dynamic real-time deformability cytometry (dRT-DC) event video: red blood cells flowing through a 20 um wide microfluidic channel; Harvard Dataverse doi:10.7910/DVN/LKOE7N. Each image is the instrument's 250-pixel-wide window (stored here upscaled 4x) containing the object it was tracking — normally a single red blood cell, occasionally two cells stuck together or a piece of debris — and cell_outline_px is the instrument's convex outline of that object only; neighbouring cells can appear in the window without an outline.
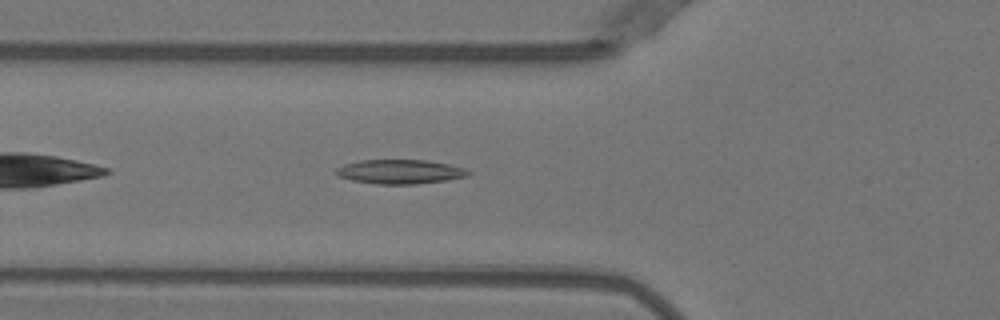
{"species": "Egyptian fruit bat (a non-hibernating species)", "species_latin": "Rousettus aegyptiacus", "temperature_condition": "warm", "stored_images_in_passage": 39, "camera_frame_rate_fps": 3000, "um_per_image_px": 0.085, "animal": {"sex": "female"}, "frame": {"image": 1, "passage_image": 6, "time_ms": 1.667, "image_size_px": [1000, 320], "cell_outline_px": [[472, 172], [468, 176], [448, 180], [416, 184], [376, 184], [352, 180], [340, 176], [336, 172], [336, 168], [344, 164], [360, 160], [424, 160], [448, 164], [464, 168]], "centroid_in_image_um": [34.03, 14.59], "position_along_channel_um": 91.8, "area_um2": 18.61}}
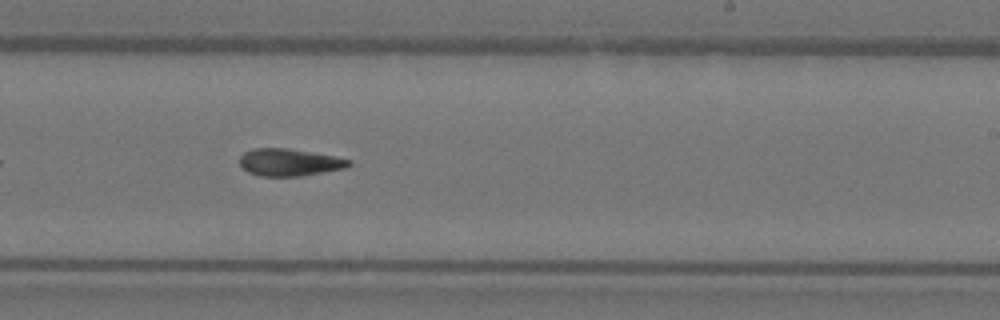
{"frame": {"image": 2, "passage_image": 19, "time_ms": 6.0, "image_size_px": [1000, 320], "cell_outline_px": [[352, 164], [344, 168], [300, 176], [260, 176], [248, 172], [240, 164], [240, 156], [244, 152], [252, 148], [288, 148], [332, 156], [352, 160]], "centroid_in_image_um": [24.57, 13.79], "position_along_channel_um": 264.4, "area_um2": 17.17}}
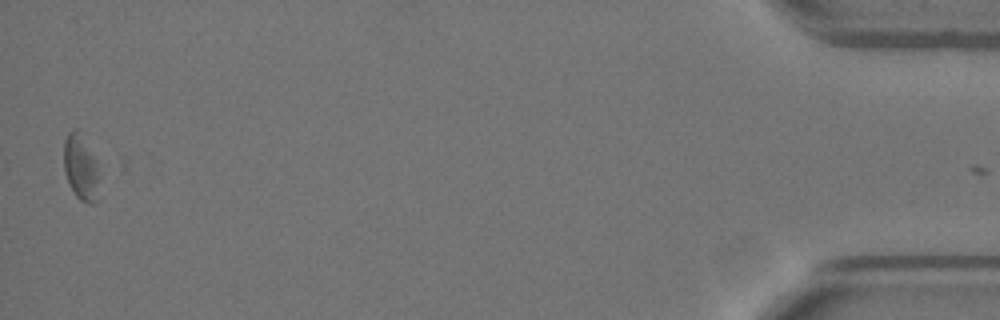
{"frame": {"image": 3, "passage_image": 38, "time_ms": 12.333, "image_size_px": [1000, 320], "cell_outline_px": [[100, 176], [96, 200], [92, 204], [88, 204], [80, 200], [76, 196], [68, 184], [64, 172], [64, 140], [68, 132], [72, 128], [80, 128], [92, 156]], "centroid_in_image_um": [6.84, 14.21], "position_along_channel_um": 428.4, "area_um2": 13.7}, "authors_computed_cell_mechanics": {"area_um2": 17.1666, "velocity_mm_per_s": 3.9703, "shape_relaxation_time_tau1_ms": 8.8494, "shape_relaxation_time_tau2_ms": null, "deformation_change_tau1": 0.1875, "deformation_change_tau2": null}}